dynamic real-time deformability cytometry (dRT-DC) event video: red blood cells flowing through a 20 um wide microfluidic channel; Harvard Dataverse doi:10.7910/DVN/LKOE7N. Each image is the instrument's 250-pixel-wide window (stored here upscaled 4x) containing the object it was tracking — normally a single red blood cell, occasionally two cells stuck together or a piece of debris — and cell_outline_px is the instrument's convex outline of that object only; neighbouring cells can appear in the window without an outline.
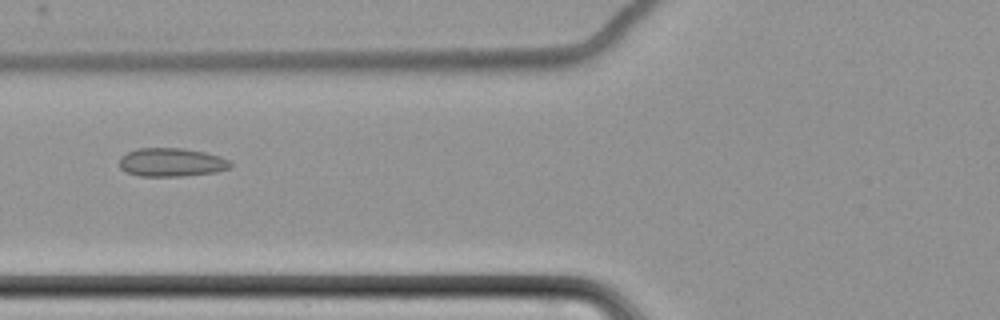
{"species": "common noctule bat (a hibernating species)", "species_latin": "Nyctalus noctula", "temperature_condition": "cold", "stored_images_in_passage": 7, "camera_frame_rate_fps": 3000, "um_per_image_px": 0.085, "animal": {"sex": "female", "body_mass_g": 22.7, "forearm_length_mm": 54.2}, "frame": {"image": 1, "passage_image": 7, "time_ms": 7.667, "image_size_px": [1000, 320], "cell_outline_px": [[232, 164], [228, 168], [216, 172], [184, 176], [140, 176], [128, 172], [120, 168], [120, 156], [136, 148], [184, 148], [204, 152], [220, 156], [228, 160]], "centroid_in_image_um": [14.56, 13.79], "position_along_channel_um": 111.2, "area_um2": 18.44}}